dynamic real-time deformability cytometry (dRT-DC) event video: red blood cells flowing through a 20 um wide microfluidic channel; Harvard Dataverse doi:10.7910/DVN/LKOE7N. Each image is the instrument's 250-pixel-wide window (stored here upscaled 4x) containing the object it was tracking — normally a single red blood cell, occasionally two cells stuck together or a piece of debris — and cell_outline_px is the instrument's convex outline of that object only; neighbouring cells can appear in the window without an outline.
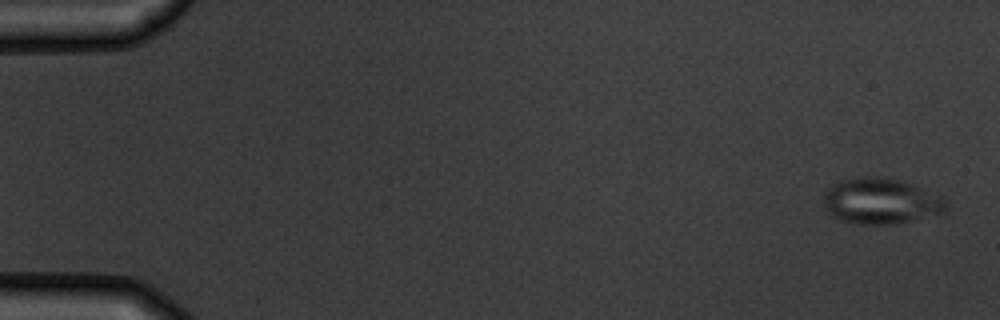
{"species": "common noctule bat (a hibernating species)", "species_latin": "Nyctalus noctula", "temperature_condition": "warm", "stored_images_in_passage": 5, "camera_frame_rate_fps": 3000, "um_per_image_px": 0.085, "animal": {"sex": "male", "body_mass_g": 19.5, "forearm_length_mm": 54.6}, "frame": {"image": 1, "passage_image": 1, "time_ms": 0.0, "image_size_px": [1000, 320], "cell_outline_px": [[948, 208], [944, 212], [896, 224], [860, 224], [844, 220], [836, 216], [824, 208], [824, 192], [832, 184], [840, 180], [852, 176], [880, 176], [900, 180], [912, 184], [944, 196], [948, 200]], "centroid_in_image_um": [74.9, 17.06], "position_along_channel_um": 10.1, "area_um2": 33.0}}